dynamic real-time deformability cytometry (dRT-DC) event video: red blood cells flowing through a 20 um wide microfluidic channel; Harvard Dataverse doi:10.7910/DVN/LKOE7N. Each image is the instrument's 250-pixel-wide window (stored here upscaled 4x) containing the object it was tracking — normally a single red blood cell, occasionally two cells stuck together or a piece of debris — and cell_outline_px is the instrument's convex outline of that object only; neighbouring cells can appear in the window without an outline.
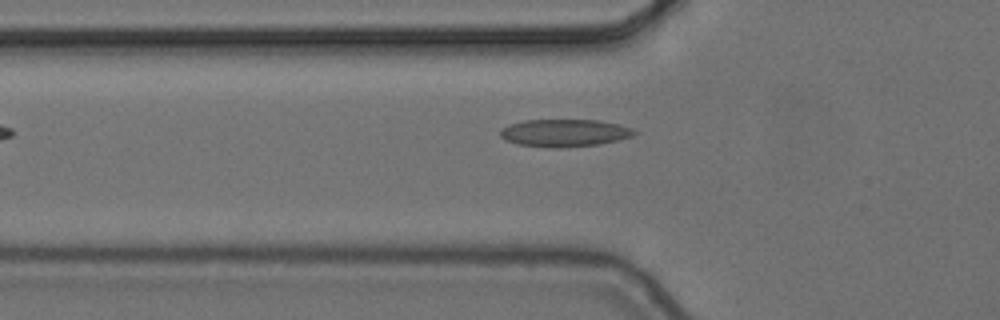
{"species": "common noctule bat (a hibernating species)", "species_latin": "Nyctalus noctula", "temperature_condition": "cold", "stored_images_in_passage": 5, "camera_frame_rate_fps": 3000, "um_per_image_px": 0.085, "animal": {"sex": "female", "body_mass_g": 24.6, "forearm_length_mm": 56.2}, "frame": {"image": 1, "passage_image": 5, "time_ms": 1.333, "image_size_px": [1000, 320], "cell_outline_px": [[636, 132], [632, 136], [620, 140], [600, 144], [560, 148], [552, 148], [516, 144], [504, 140], [500, 136], [500, 128], [508, 124], [524, 120], [600, 120], [620, 124], [632, 128]], "centroid_in_image_um": [47.96, 11.3], "position_along_channel_um": 77.8, "area_um2": 21.79}}